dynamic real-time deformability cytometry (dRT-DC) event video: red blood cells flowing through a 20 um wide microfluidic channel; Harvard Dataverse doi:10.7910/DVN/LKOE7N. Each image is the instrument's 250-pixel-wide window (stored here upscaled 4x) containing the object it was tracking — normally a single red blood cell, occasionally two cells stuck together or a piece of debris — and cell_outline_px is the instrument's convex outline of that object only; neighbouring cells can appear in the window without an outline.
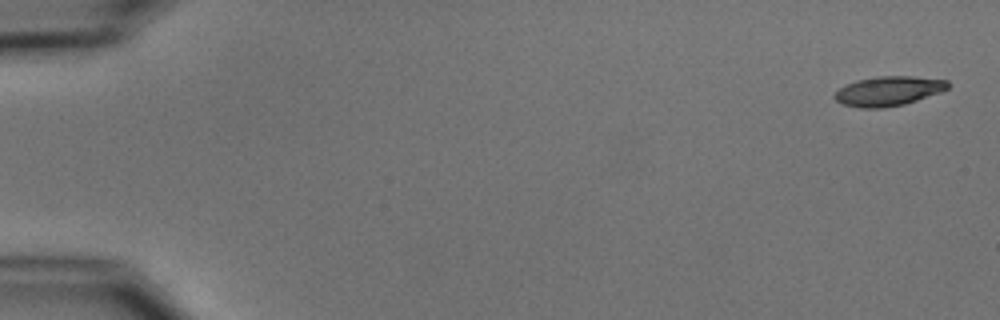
{"species": "common noctule bat (a hibernating species)", "species_latin": "Nyctalus noctula", "temperature_condition": "cold", "stored_images_in_passage": 5, "camera_frame_rate_fps": 3000, "um_per_image_px": 0.085, "animal": {"sex": "male", "body_mass_g": 15.6}, "frame": {"image": 1, "passage_image": 1, "time_ms": 0.0, "image_size_px": [1000, 320], "cell_outline_px": [[948, 88], [940, 92], [904, 104], [884, 108], [860, 108], [844, 104], [836, 100], [832, 96], [840, 88], [856, 80], [876, 76], [912, 76], [948, 80]], "centroid_in_image_um": [75.5, 7.73], "position_along_channel_um": 9.5, "area_um2": 19.36}}
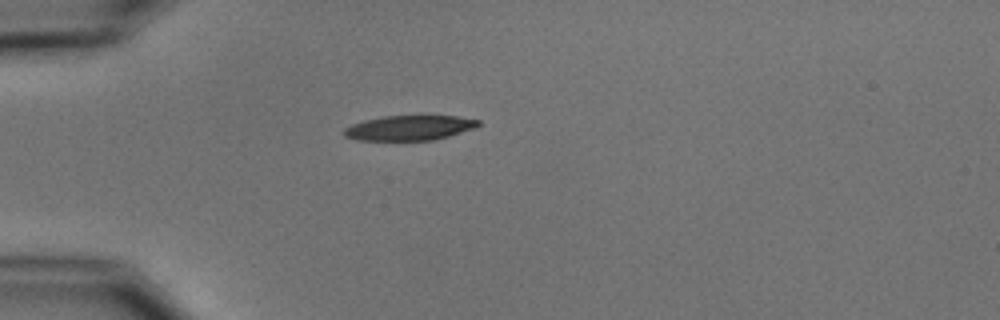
{"frame": {"image": 2, "passage_image": 5, "time_ms": 4.667, "image_size_px": [1000, 320], "cell_outline_px": [[480, 124], [472, 128], [448, 136], [432, 140], [356, 140], [344, 136], [340, 132], [344, 128], [352, 124], [364, 120], [384, 116], [420, 112], [456, 116], [480, 120]], "centroid_in_image_um": [34.77, 10.81], "position_along_channel_um": 50.2, "area_um2": 20.4}}